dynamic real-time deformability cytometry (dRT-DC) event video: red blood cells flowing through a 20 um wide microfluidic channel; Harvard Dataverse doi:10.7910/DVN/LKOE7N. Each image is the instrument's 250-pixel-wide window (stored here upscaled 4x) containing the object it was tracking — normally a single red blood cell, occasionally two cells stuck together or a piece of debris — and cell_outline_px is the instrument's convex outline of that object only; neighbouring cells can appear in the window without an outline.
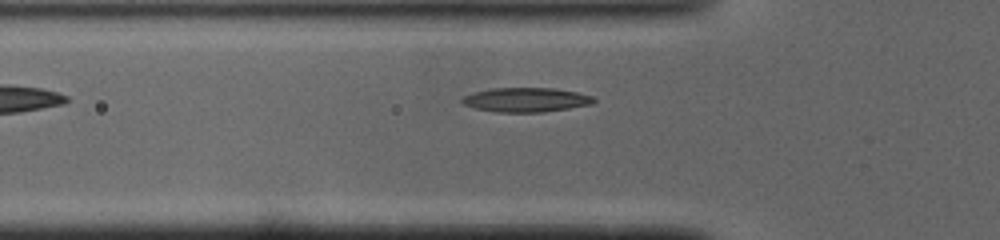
{"species": "common noctule bat (a hibernating species)", "species_latin": "Nyctalus noctula", "temperature_condition": "cold", "stored_images_in_passage": 31, "camera_frame_rate_fps": 3000, "um_per_image_px": 0.085, "animal": {"sex": "male", "body_mass_g": 19.0, "forearm_length_mm": 50.8}, "frame": {"image": 1, "passage_image": 4, "time_ms": 1.0, "image_size_px": [1000, 240], "cell_outline_px": [[596, 100], [592, 104], [544, 112], [496, 112], [476, 108], [464, 104], [460, 100], [464, 96], [476, 92], [492, 88], [556, 88], [576, 92], [592, 96]], "centroid_in_image_um": [44.73, 8.48], "position_along_channel_um": 81.1, "area_um2": 18.5}}
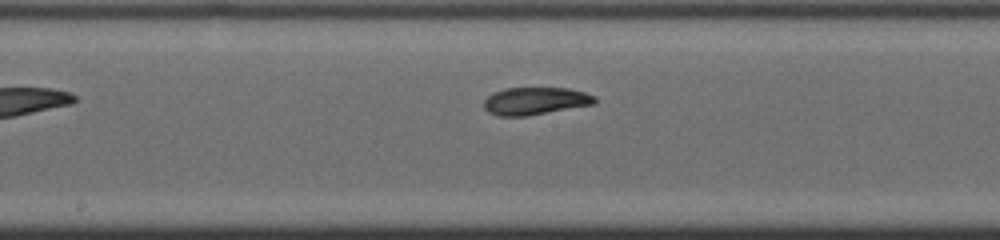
{"frame": {"image": 2, "passage_image": 13, "time_ms": 4.0, "image_size_px": [1000, 240], "cell_outline_px": [[596, 104], [528, 116], [496, 116], [488, 112], [484, 108], [484, 100], [492, 92], [504, 88], [568, 88], [584, 92], [596, 96]], "centroid_in_image_um": [45.49, 8.59], "position_along_channel_um": 202.7, "area_um2": 18.03}}
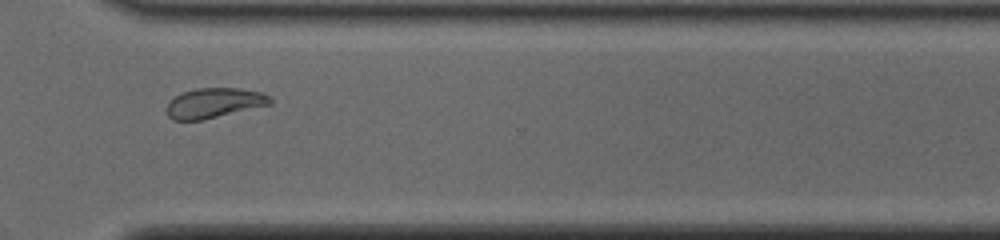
{"frame": {"image": 3, "passage_image": 24, "time_ms": 7.667, "image_size_px": [1000, 240], "cell_outline_px": [[272, 104], [200, 120], [172, 120], [168, 116], [168, 104], [176, 96], [184, 92], [196, 88], [240, 88], [260, 92], [272, 96]], "centroid_in_image_um": [18.25, 8.74], "position_along_channel_um": 352.4, "area_um2": 17.8}}